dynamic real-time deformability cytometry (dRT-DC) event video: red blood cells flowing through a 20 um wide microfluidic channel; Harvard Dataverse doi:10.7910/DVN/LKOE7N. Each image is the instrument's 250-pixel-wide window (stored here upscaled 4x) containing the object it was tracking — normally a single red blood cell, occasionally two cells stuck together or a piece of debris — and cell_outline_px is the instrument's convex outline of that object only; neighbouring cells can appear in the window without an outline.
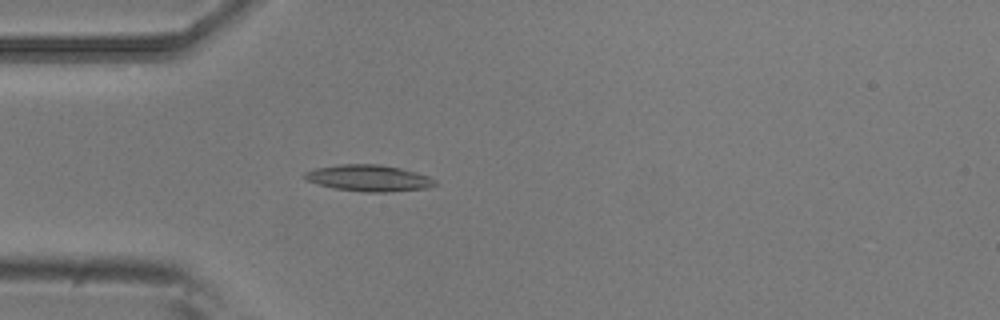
{"species": "common noctule bat (a hibernating species)", "species_latin": "Nyctalus noctula", "temperature_condition": "room temperature", "stored_images_in_passage": 5, "camera_frame_rate_fps": 3000, "um_per_image_px": 0.085, "animal": {"sex": "male", "body_mass_g": 20.5, "forearm_length_mm": 52.5}, "frame": {"image": 1, "passage_image": 5, "time_ms": 1.333, "image_size_px": [1000, 320], "cell_outline_px": [[436, 184], [428, 188], [384, 192], [364, 192], [336, 188], [320, 184], [308, 180], [304, 176], [304, 172], [316, 168], [344, 164], [380, 164], [400, 168], [416, 172], [428, 176], [436, 180]], "centroid_in_image_um": [31.39, 15.13], "position_along_channel_um": 53.6, "area_um2": 19.77}}